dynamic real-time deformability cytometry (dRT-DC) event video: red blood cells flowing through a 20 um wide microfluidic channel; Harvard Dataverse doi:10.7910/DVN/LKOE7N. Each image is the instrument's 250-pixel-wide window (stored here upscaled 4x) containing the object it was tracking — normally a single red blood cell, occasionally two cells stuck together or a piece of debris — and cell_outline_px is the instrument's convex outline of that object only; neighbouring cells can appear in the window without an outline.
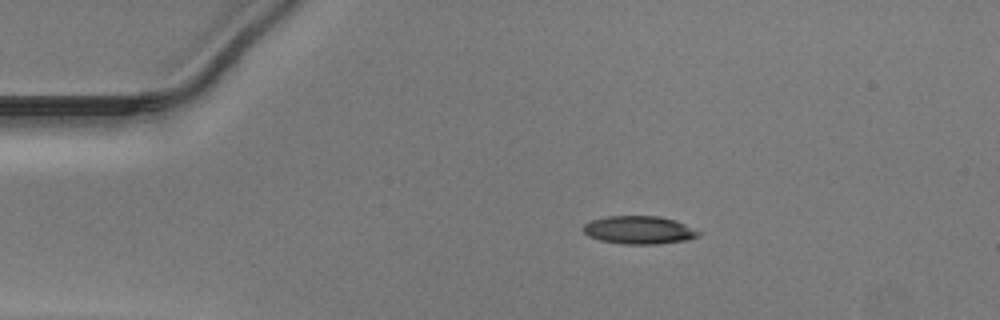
{"species": "Egyptian fruit bat (a non-hibernating species)", "species_latin": "Rousettus aegyptiacus", "temperature_condition": "warm", "stored_images_in_passage": 41, "camera_frame_rate_fps": 3000, "um_per_image_px": 0.085, "animal": {"sex": "male"}, "frame": {"image": 1, "passage_image": 1, "time_ms": 0.0, "image_size_px": [1000, 320], "cell_outline_px": [[700, 236], [688, 240], [656, 244], [624, 244], [600, 240], [588, 236], [580, 228], [584, 224], [592, 220], [604, 216], [660, 216], [676, 220], [700, 232]], "centroid_in_image_um": [54.3, 19.55], "position_along_channel_um": 30.7, "area_um2": 18.96}}
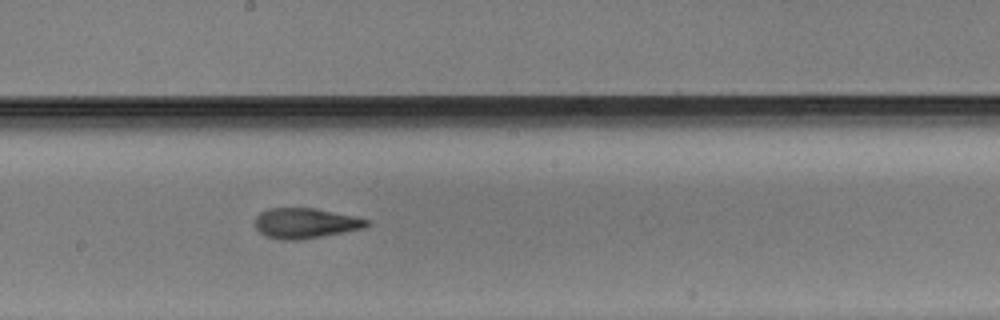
{"frame": {"image": 2, "passage_image": 19, "time_ms": 6.0, "image_size_px": [1000, 320], "cell_outline_px": [[372, 224], [364, 228], [324, 236], [300, 240], [280, 240], [268, 236], [260, 232], [256, 228], [256, 216], [260, 212], [268, 208], [316, 208], [372, 220]], "centroid_in_image_um": [26.0, 18.97], "position_along_channel_um": 222.2, "area_um2": 19.83}}
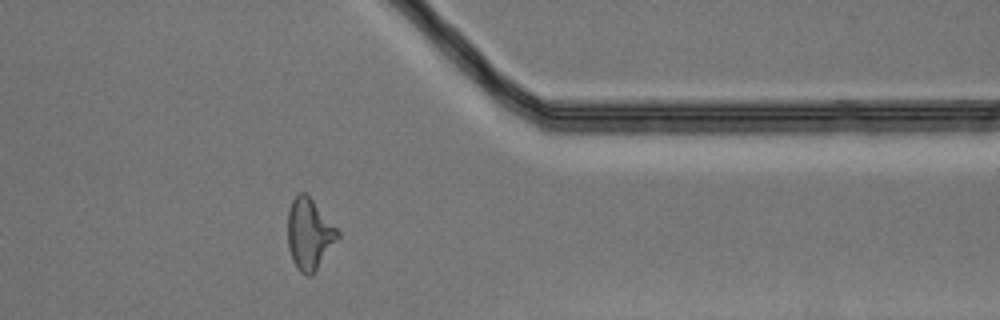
{"frame": {"image": 3, "passage_image": 32, "time_ms": 10.333, "image_size_px": [1000, 320], "cell_outline_px": [[340, 236], [312, 276], [304, 276], [296, 268], [292, 260], [288, 248], [288, 212], [292, 200], [300, 192], [304, 192], [312, 200], [340, 232]], "centroid_in_image_um": [26.28, 19.94], "position_along_channel_um": 385.1, "area_um2": 20.58}}